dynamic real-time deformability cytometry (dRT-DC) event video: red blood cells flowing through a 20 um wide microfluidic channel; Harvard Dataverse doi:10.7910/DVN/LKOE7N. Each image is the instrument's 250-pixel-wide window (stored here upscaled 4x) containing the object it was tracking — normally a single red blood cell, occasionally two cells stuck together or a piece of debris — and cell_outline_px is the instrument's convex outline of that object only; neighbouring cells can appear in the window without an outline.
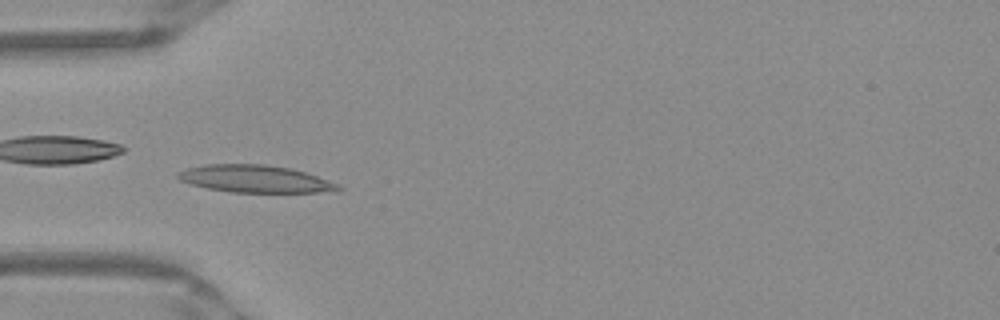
{"species": "Egyptian fruit bat (a non-hibernating species)", "species_latin": "Rousettus aegyptiacus", "temperature_condition": "warm", "stored_images_in_passage": 53, "camera_frame_rate_fps": 3000, "um_per_image_px": 0.085, "frame": {"image": 1, "passage_image": 18, "time_ms": 5.667, "image_size_px": [1000, 320], "cell_outline_px": [[344, 188], [336, 192], [232, 192], [208, 188], [192, 184], [180, 180], [176, 176], [176, 172], [188, 168], [204, 164], [264, 164], [292, 168], [340, 184]], "centroid_in_image_um": [21.72, 15.2], "position_along_channel_um": 63.3, "area_um2": 25.61}}
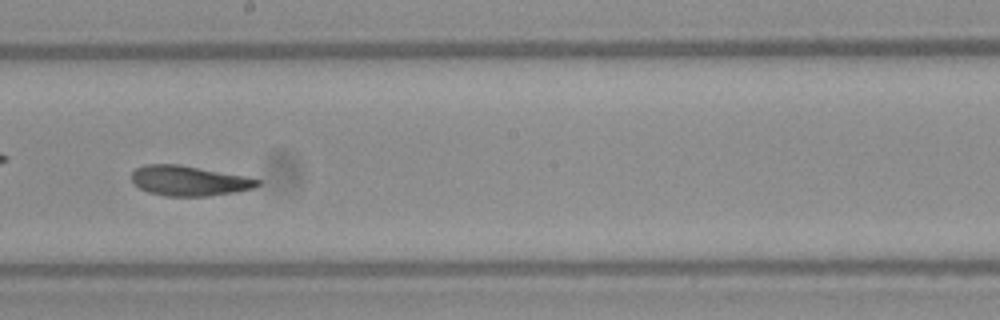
{"frame": {"image": 2, "passage_image": 31, "time_ms": 10.0, "image_size_px": [1000, 320], "cell_outline_px": [[260, 184], [252, 188], [236, 192], [208, 196], [164, 196], [148, 192], [140, 188], [132, 180], [132, 172], [136, 168], [144, 164], [176, 164], [244, 176], [260, 180]], "centroid_in_image_um": [16.04, 15.37], "position_along_channel_um": 232.2, "area_um2": 21.79}}
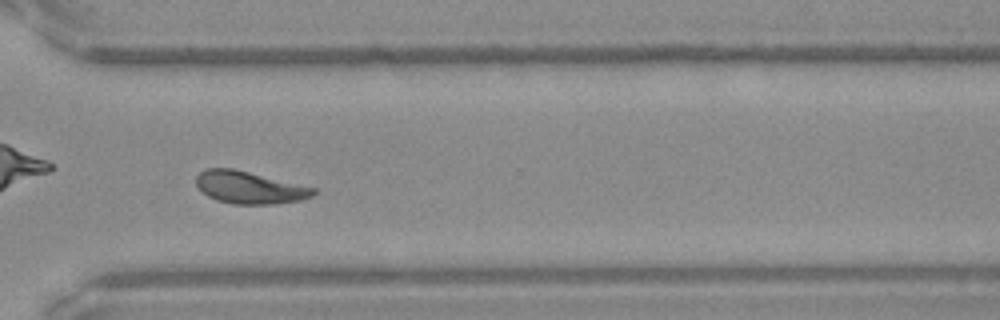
{"frame": {"image": 3, "passage_image": 40, "time_ms": 13.0, "image_size_px": [1000, 320], "cell_outline_px": [[316, 192], [312, 196], [300, 200], [276, 204], [232, 204], [216, 200], [200, 192], [196, 184], [196, 176], [204, 168], [232, 168], [316, 188]], "centroid_in_image_um": [21.16, 15.94], "position_along_channel_um": 349.4, "area_um2": 22.14}, "authors_computed_cell_mechanics": {"area_um2": 22.6576, "velocity_mm_per_s": 3.913, "shape_relaxation_time_tau1_ms": null, "shape_relaxation_time_tau2_ms": 3.0549, "deformation_change_tau1": null, "deformation_change_tau2": 0.0983}}